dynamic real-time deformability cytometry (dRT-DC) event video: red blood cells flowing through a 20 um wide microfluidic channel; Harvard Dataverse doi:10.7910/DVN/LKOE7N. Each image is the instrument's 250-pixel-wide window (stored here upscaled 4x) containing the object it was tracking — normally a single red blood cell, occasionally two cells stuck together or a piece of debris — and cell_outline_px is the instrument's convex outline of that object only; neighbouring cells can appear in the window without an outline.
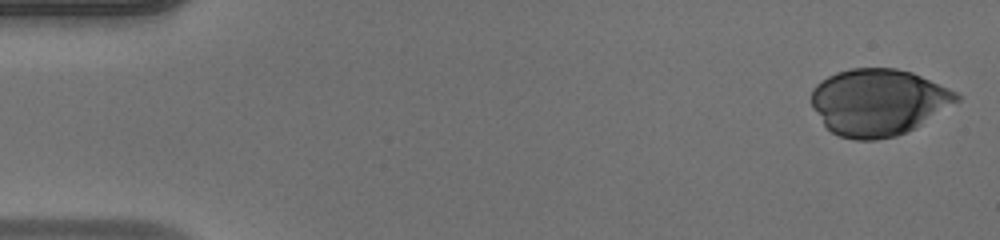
{"species": "human", "species_latin": "Homo sapiens", "temperature_condition": "warm", "stored_images_in_passage": 44, "camera_frame_rate_fps": 3000, "um_per_image_px": 0.085, "donor": {"sex": "male"}, "frame": {"image": 1, "passage_image": 1, "time_ms": 0.0, "image_size_px": [1000, 240], "cell_outline_px": [[960, 100], [908, 132], [896, 136], [876, 140], [856, 140], [840, 136], [832, 132], [824, 124], [812, 104], [812, 88], [820, 80], [836, 72], [852, 68], [896, 68], [912, 72], [948, 88], [956, 92], [960, 96]], "centroid_in_image_um": [74.65, 8.68], "position_along_channel_um": 10.3, "area_um2": 56.18}}
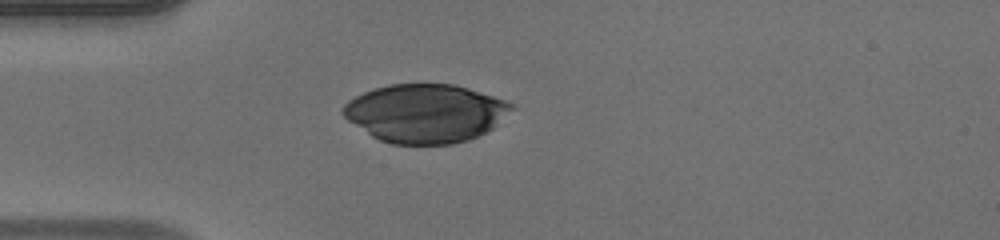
{"frame": {"image": 2, "passage_image": 13, "time_ms": 4.0, "image_size_px": [1000, 240], "cell_outline_px": [[516, 108], [492, 128], [468, 140], [452, 144], [392, 144], [380, 140], [372, 136], [348, 120], [340, 112], [340, 108], [348, 100], [364, 92], [388, 84], [452, 84], [468, 88], [516, 104]], "centroid_in_image_um": [36.15, 9.62], "position_along_channel_um": 48.8, "area_um2": 57.28}}
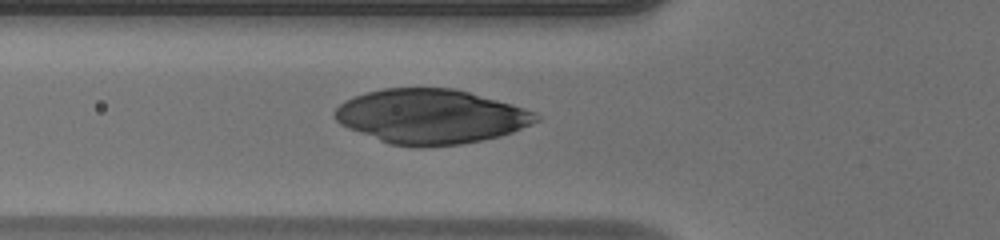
{"frame": {"image": 3, "passage_image": 17, "time_ms": 5.333, "image_size_px": [1000, 240], "cell_outline_px": [[540, 120], [532, 124], [512, 132], [500, 136], [460, 144], [420, 148], [416, 148], [388, 144], [348, 128], [340, 124], [332, 116], [332, 112], [344, 100], [352, 96], [364, 92], [384, 88], [452, 88], [468, 92], [512, 104], [536, 112], [540, 116]], "centroid_in_image_um": [36.57, 9.91], "position_along_channel_um": 89.2, "area_um2": 64.33}}